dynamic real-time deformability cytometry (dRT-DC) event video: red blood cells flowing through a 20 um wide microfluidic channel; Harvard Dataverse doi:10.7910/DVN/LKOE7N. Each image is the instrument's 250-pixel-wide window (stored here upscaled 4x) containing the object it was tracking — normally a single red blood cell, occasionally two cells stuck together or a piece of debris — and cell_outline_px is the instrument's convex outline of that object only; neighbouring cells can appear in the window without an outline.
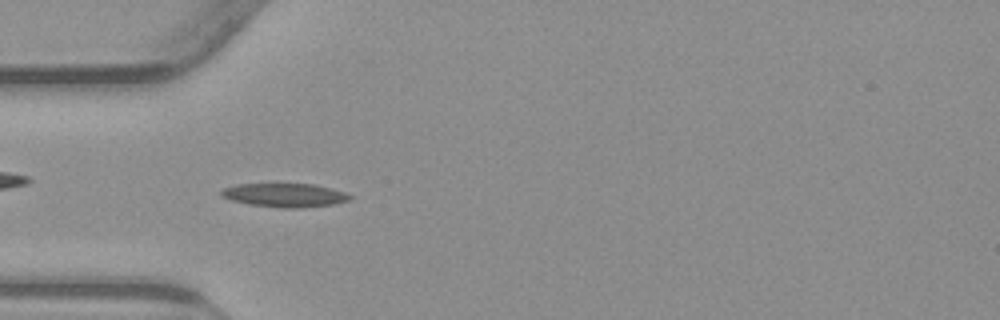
{"species": "common noctule bat (a hibernating species)", "species_latin": "Nyctalus noctula", "temperature_condition": "warm", "stored_images_in_passage": 38, "camera_frame_rate_fps": 3000, "um_per_image_px": 0.085, "animal": {"sex": "male", "body_mass_g": 23.1, "forearm_length_mm": 52.7}, "frame": {"image": 1, "passage_image": 1, "time_ms": 0.0, "image_size_px": [1000, 320], "cell_outline_px": [[352, 196], [348, 200], [332, 204], [296, 208], [284, 208], [248, 204], [232, 200], [224, 196], [220, 192], [224, 188], [236, 184], [316, 184], [332, 188], [344, 192]], "centroid_in_image_um": [24.21, 16.58], "position_along_channel_um": 60.8, "area_um2": 17.51}}
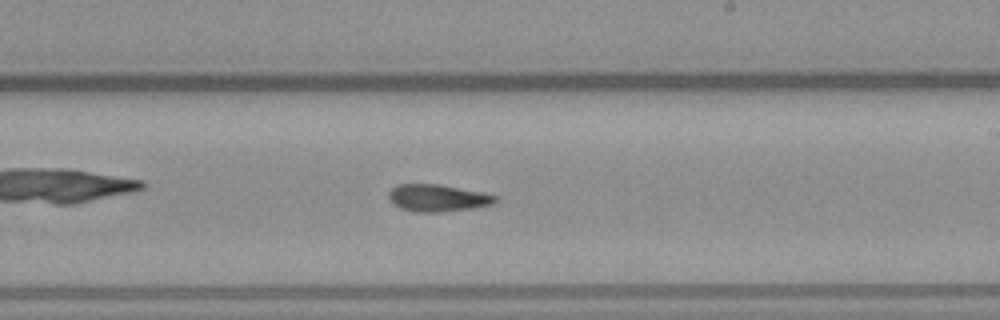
{"frame": {"image": 2, "passage_image": 16, "time_ms": 5.0, "image_size_px": [1000, 320], "cell_outline_px": [[500, 200], [492, 204], [472, 208], [440, 212], [416, 212], [400, 208], [392, 204], [388, 196], [388, 192], [396, 184], [440, 184], [480, 192], [496, 196]], "centroid_in_image_um": [37.16, 16.82], "position_along_channel_um": 251.8, "area_um2": 16.88}}
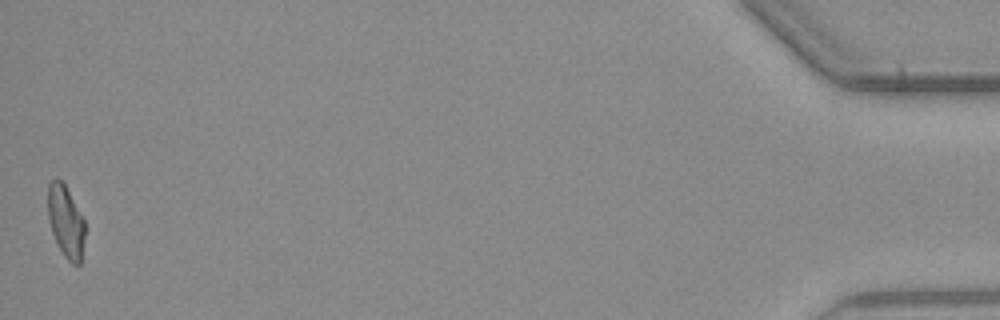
{"frame": {"image": 3, "passage_image": 38, "time_ms": 12.333, "image_size_px": [1000, 320], "cell_outline_px": [[84, 236], [80, 264], [72, 264], [64, 256], [52, 232], [48, 220], [48, 184], [56, 176], [64, 184], [84, 220]], "centroid_in_image_um": [5.57, 18.81], "position_along_channel_um": 429.6, "area_um2": 15.2}, "authors_computed_cell_mechanics": {"area_um2": 16.6753, "velocity_mm_per_s": 3.8367, "shape_relaxation_time_tau1_ms": null, "shape_relaxation_time_tau2_ms": 9.5884, "deformation_change_tau1": null, "deformation_change_tau2": 0.1894}}